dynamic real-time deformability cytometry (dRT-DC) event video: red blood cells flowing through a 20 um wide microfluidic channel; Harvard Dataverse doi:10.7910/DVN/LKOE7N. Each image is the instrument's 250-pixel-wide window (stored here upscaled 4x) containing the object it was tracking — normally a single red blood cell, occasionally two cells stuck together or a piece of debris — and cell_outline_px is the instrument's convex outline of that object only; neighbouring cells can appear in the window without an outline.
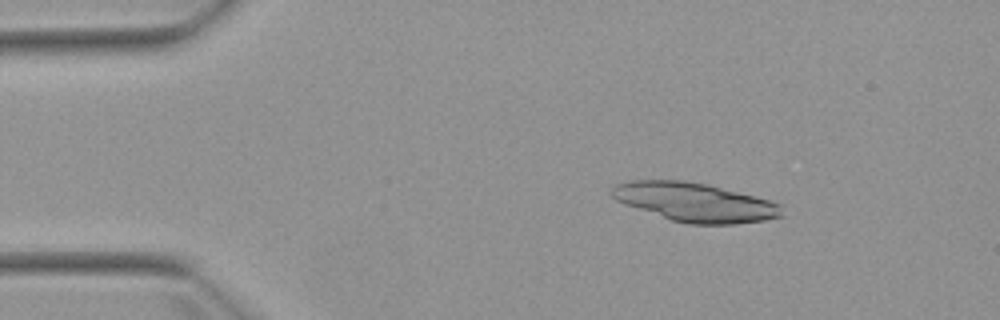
{"species": "Egyptian fruit bat (a non-hibernating species)", "species_latin": "Rousettus aegyptiacus", "temperature_condition": "warm", "stored_images_in_passage": 6, "camera_frame_rate_fps": 3000, "um_per_image_px": 0.085, "animal": {"sex": "female"}, "frame": {"image": 1, "passage_image": 3, "time_ms": 2.333, "image_size_px": [1000, 320], "cell_outline_px": [[784, 216], [764, 220], [736, 224], [688, 224], [672, 220], [624, 204], [616, 200], [612, 196], [612, 188], [616, 184], [632, 180], [684, 180], [708, 184], [768, 200], [780, 204]], "centroid_in_image_um": [59.06, 17.19], "position_along_channel_um": 25.9, "area_um2": 38.26}}